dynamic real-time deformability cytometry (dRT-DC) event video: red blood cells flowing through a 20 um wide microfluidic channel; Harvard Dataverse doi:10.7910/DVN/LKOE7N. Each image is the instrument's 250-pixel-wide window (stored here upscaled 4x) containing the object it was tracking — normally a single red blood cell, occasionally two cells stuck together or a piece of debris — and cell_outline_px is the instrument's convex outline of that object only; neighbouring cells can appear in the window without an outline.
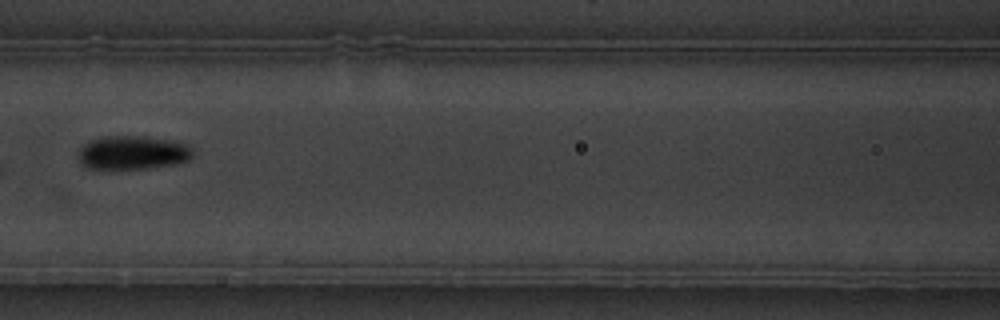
{"species": "common noctule bat (a hibernating species)", "species_latin": "Nyctalus noctula", "temperature_condition": "warm", "stored_images_in_passage": 6, "camera_frame_rate_fps": 3000, "um_per_image_px": 0.085, "animal": {"sex": "male", "body_mass_g": 19.5, "forearm_length_mm": 54.6}, "frame": {"image": 1, "passage_image": 5, "time_ms": 5.667, "image_size_px": [1000, 320], "cell_outline_px": [[192, 156], [188, 160], [176, 164], [148, 168], [88, 168], [80, 164], [80, 148], [88, 140], [100, 136], [132, 136], [176, 140], [188, 144], [192, 148]], "centroid_in_image_um": [11.29, 12.96], "position_along_channel_um": 155.3, "area_um2": 22.48}}
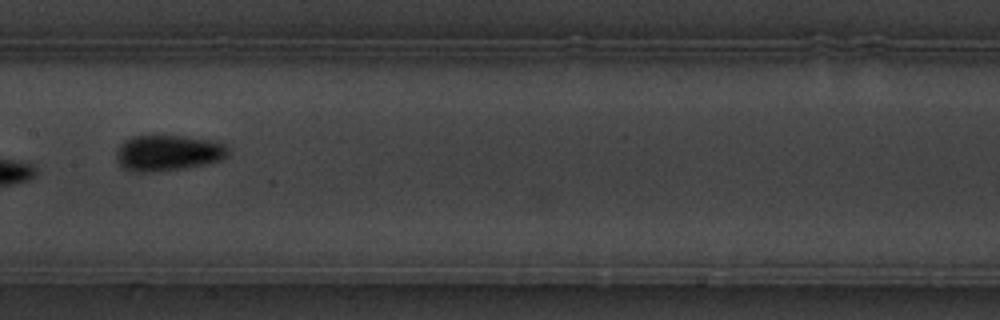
{"frame": {"image": 2, "passage_image": 6, "time_ms": 6.667, "image_size_px": [1000, 320], "cell_outline_px": [[228, 156], [220, 160], [204, 164], [184, 168], [152, 172], [132, 172], [120, 168], [116, 160], [116, 152], [120, 144], [124, 140], [132, 136], [184, 136], [216, 140], [224, 144], [228, 148]], "centroid_in_image_um": [14.25, 13.0], "position_along_channel_um": 193.2, "area_um2": 23.7}}